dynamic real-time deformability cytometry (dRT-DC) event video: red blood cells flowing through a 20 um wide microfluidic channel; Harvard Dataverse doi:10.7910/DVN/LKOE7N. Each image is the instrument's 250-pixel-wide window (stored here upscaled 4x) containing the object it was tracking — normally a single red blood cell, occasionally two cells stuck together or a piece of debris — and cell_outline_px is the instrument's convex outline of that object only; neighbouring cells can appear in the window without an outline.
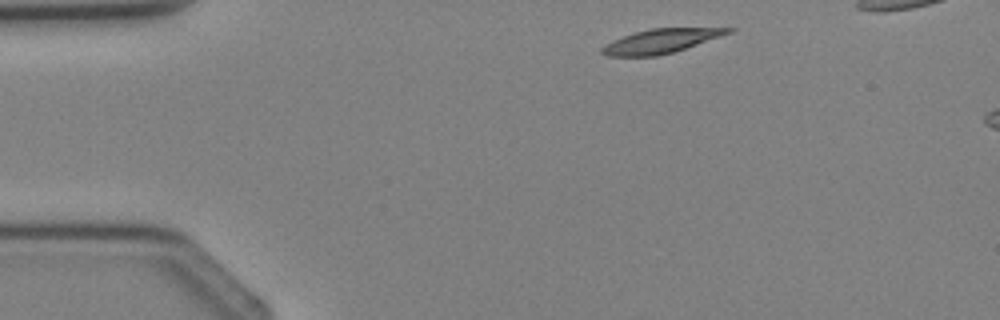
{"species": "Egyptian fruit bat (a non-hibernating species)", "species_latin": "Rousettus aegyptiacus", "temperature_condition": "cold", "stored_images_in_passage": 3, "camera_frame_rate_fps": 3000, "um_per_image_px": 0.085, "animal": {"sex": "female"}, "frame": {"image": 1, "passage_image": 1, "time_ms": 0.0, "image_size_px": [1000, 320], "cell_outline_px": [[736, 28], [732, 32], [672, 52], [656, 56], [608, 56], [600, 52], [600, 48], [612, 40], [648, 28]], "centroid_in_image_um": [56.12, 3.49], "position_along_channel_um": 28.9, "area_um2": 17.4}}